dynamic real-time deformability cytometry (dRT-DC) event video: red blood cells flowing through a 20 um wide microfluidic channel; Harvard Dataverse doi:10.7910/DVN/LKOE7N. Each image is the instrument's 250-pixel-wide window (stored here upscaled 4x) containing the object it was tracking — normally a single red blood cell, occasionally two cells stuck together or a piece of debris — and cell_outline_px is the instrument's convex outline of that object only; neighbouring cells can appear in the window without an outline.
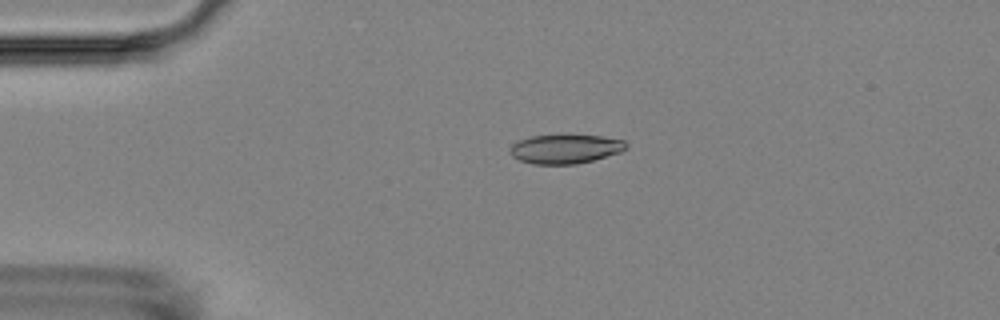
{"species": "Egyptian fruit bat (a non-hibernating species)", "species_latin": "Rousettus aegyptiacus", "temperature_condition": "room temperature", "stored_images_in_passage": 4, "camera_frame_rate_fps": 3000, "um_per_image_px": 0.085, "animal": {"sex": "female"}, "frame": {"image": 1, "passage_image": 2, "time_ms": 1.0, "image_size_px": [1000, 320], "cell_outline_px": [[628, 148], [620, 152], [592, 160], [576, 164], [532, 164], [520, 160], [512, 156], [508, 152], [508, 148], [512, 144], [520, 140], [532, 136], [560, 132], [600, 136], [624, 140], [628, 144]], "centroid_in_image_um": [48.03, 12.61], "position_along_channel_um": 37.0, "area_um2": 20.46}}